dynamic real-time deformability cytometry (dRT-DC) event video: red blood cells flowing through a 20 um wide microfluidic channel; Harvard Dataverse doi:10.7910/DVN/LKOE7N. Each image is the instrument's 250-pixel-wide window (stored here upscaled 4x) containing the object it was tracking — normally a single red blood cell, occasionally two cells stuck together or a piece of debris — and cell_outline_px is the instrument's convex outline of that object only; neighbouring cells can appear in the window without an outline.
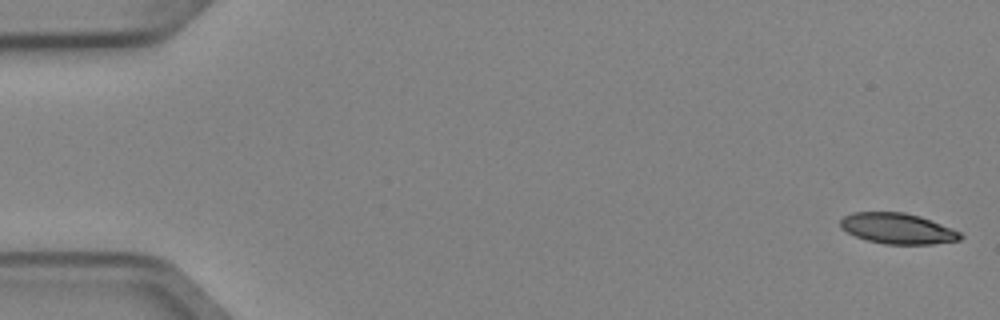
{"species": "Egyptian fruit bat (a non-hibernating species)", "species_latin": "Rousettus aegyptiacus", "temperature_condition": "cold", "stored_images_in_passage": 5, "camera_frame_rate_fps": 3000, "um_per_image_px": 0.085, "animal": {"sex": "female"}, "frame": {"image": 1, "passage_image": 1, "time_ms": 0.0, "image_size_px": [1000, 320], "cell_outline_px": [[964, 236], [960, 240], [932, 244], [884, 244], [868, 240], [856, 236], [840, 228], [840, 220], [844, 216], [852, 212], [904, 212], [920, 216], [960, 232]], "centroid_in_image_um": [76.28, 19.42], "position_along_channel_um": 8.7, "area_um2": 21.33}}
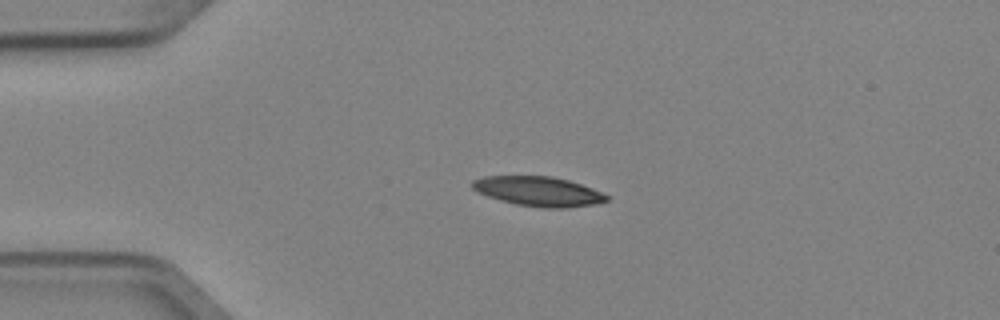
{"frame": {"image": 2, "passage_image": 4, "time_ms": 1.0, "image_size_px": [1000, 320], "cell_outline_px": [[608, 200], [596, 204], [568, 208], [544, 208], [516, 204], [500, 200], [476, 192], [472, 188], [472, 180], [484, 176], [552, 176], [568, 180], [592, 188], [608, 196]], "centroid_in_image_um": [45.75, 16.27], "position_along_channel_um": 39.3, "area_um2": 23.18}}